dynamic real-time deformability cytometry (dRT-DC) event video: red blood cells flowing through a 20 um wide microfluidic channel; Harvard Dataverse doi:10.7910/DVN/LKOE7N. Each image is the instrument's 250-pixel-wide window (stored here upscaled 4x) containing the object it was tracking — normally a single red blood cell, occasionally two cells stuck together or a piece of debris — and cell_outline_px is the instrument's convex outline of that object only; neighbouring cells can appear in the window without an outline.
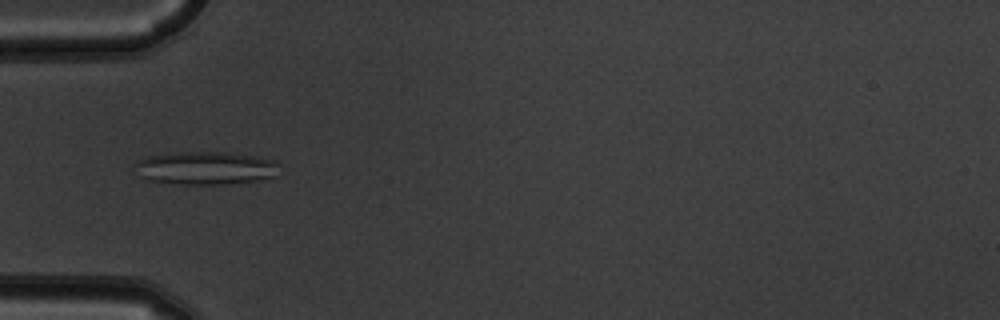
{"species": "common noctule bat (a hibernating species)", "species_latin": "Nyctalus noctula", "temperature_condition": "warm", "stored_images_in_passage": 8, "camera_frame_rate_fps": 3000, "um_per_image_px": 0.085, "animal": {"sex": "male", "body_mass_g": 19.5, "forearm_length_mm": 54.6}, "frame": {"image": 1, "passage_image": 5, "time_ms": 1.333, "image_size_px": [1000, 320], "cell_outline_px": [[280, 164], [276, 176], [256, 180], [224, 184], [176, 184], [148, 180], [140, 176], [136, 164], [136, 160], [148, 156], [168, 152], [224, 152], [256, 156], [276, 160]], "centroid_in_image_um": [17.48, 14.27], "position_along_channel_um": 67.5, "area_um2": 27.98}}
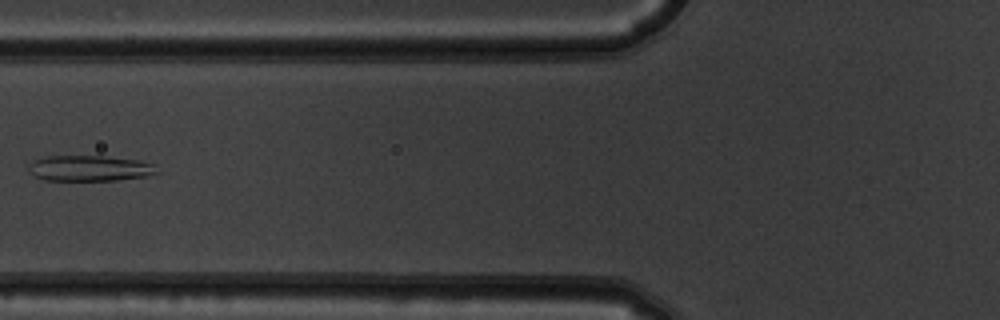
{"frame": {"image": 2, "passage_image": 6, "time_ms": 1.667, "image_size_px": [1000, 320], "cell_outline_px": [[160, 172], [144, 176], [116, 180], [44, 180], [32, 176], [28, 168], [28, 164], [32, 160], [48, 156], [104, 156], [136, 160], [152, 164]], "centroid_in_image_um": [7.54, 14.3], "position_along_channel_um": 118.3, "area_um2": 19.13}}